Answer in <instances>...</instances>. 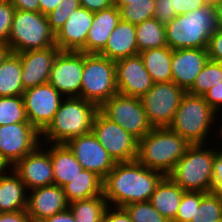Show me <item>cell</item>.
Segmentation results:
<instances>
[{
  "instance_id": "obj_1",
  "label": "cell",
  "mask_w": 222,
  "mask_h": 222,
  "mask_svg": "<svg viewBox=\"0 0 222 222\" xmlns=\"http://www.w3.org/2000/svg\"><path fill=\"white\" fill-rule=\"evenodd\" d=\"M164 175L149 169L137 160L116 162L103 179V196L109 206L124 207L150 201L156 185Z\"/></svg>"
},
{
  "instance_id": "obj_2",
  "label": "cell",
  "mask_w": 222,
  "mask_h": 222,
  "mask_svg": "<svg viewBox=\"0 0 222 222\" xmlns=\"http://www.w3.org/2000/svg\"><path fill=\"white\" fill-rule=\"evenodd\" d=\"M98 107L80 97H67L41 133V143L66 144L72 138L92 132Z\"/></svg>"
},
{
  "instance_id": "obj_3",
  "label": "cell",
  "mask_w": 222,
  "mask_h": 222,
  "mask_svg": "<svg viewBox=\"0 0 222 222\" xmlns=\"http://www.w3.org/2000/svg\"><path fill=\"white\" fill-rule=\"evenodd\" d=\"M218 29L216 8L206 4L177 15L165 25L167 46L172 50L207 48L210 36Z\"/></svg>"
},
{
  "instance_id": "obj_4",
  "label": "cell",
  "mask_w": 222,
  "mask_h": 222,
  "mask_svg": "<svg viewBox=\"0 0 222 222\" xmlns=\"http://www.w3.org/2000/svg\"><path fill=\"white\" fill-rule=\"evenodd\" d=\"M190 144L169 127L152 128L138 140L137 161L168 176Z\"/></svg>"
},
{
  "instance_id": "obj_5",
  "label": "cell",
  "mask_w": 222,
  "mask_h": 222,
  "mask_svg": "<svg viewBox=\"0 0 222 222\" xmlns=\"http://www.w3.org/2000/svg\"><path fill=\"white\" fill-rule=\"evenodd\" d=\"M216 147L212 142L190 144L168 176L184 191L212 192Z\"/></svg>"
},
{
  "instance_id": "obj_6",
  "label": "cell",
  "mask_w": 222,
  "mask_h": 222,
  "mask_svg": "<svg viewBox=\"0 0 222 222\" xmlns=\"http://www.w3.org/2000/svg\"><path fill=\"white\" fill-rule=\"evenodd\" d=\"M215 113L203 96L186 92L169 128L189 144L211 143L214 136L212 134H214Z\"/></svg>"
},
{
  "instance_id": "obj_7",
  "label": "cell",
  "mask_w": 222,
  "mask_h": 222,
  "mask_svg": "<svg viewBox=\"0 0 222 222\" xmlns=\"http://www.w3.org/2000/svg\"><path fill=\"white\" fill-rule=\"evenodd\" d=\"M7 45L12 53L46 49L55 46V33L46 15L16 9Z\"/></svg>"
},
{
  "instance_id": "obj_8",
  "label": "cell",
  "mask_w": 222,
  "mask_h": 222,
  "mask_svg": "<svg viewBox=\"0 0 222 222\" xmlns=\"http://www.w3.org/2000/svg\"><path fill=\"white\" fill-rule=\"evenodd\" d=\"M117 93L115 61L99 53H84L80 98L99 108Z\"/></svg>"
},
{
  "instance_id": "obj_9",
  "label": "cell",
  "mask_w": 222,
  "mask_h": 222,
  "mask_svg": "<svg viewBox=\"0 0 222 222\" xmlns=\"http://www.w3.org/2000/svg\"><path fill=\"white\" fill-rule=\"evenodd\" d=\"M185 93L173 81L154 83L140 97L150 125L153 128L169 127Z\"/></svg>"
},
{
  "instance_id": "obj_10",
  "label": "cell",
  "mask_w": 222,
  "mask_h": 222,
  "mask_svg": "<svg viewBox=\"0 0 222 222\" xmlns=\"http://www.w3.org/2000/svg\"><path fill=\"white\" fill-rule=\"evenodd\" d=\"M98 110L138 140L143 138L153 128L138 97L117 93L104 102Z\"/></svg>"
},
{
  "instance_id": "obj_11",
  "label": "cell",
  "mask_w": 222,
  "mask_h": 222,
  "mask_svg": "<svg viewBox=\"0 0 222 222\" xmlns=\"http://www.w3.org/2000/svg\"><path fill=\"white\" fill-rule=\"evenodd\" d=\"M92 133L115 162H130L137 159L138 139L105 117L99 110L93 119Z\"/></svg>"
},
{
  "instance_id": "obj_12",
  "label": "cell",
  "mask_w": 222,
  "mask_h": 222,
  "mask_svg": "<svg viewBox=\"0 0 222 222\" xmlns=\"http://www.w3.org/2000/svg\"><path fill=\"white\" fill-rule=\"evenodd\" d=\"M22 96L28 121L40 134L51 123L65 98L49 82L24 90Z\"/></svg>"
},
{
  "instance_id": "obj_13",
  "label": "cell",
  "mask_w": 222,
  "mask_h": 222,
  "mask_svg": "<svg viewBox=\"0 0 222 222\" xmlns=\"http://www.w3.org/2000/svg\"><path fill=\"white\" fill-rule=\"evenodd\" d=\"M41 144V134L30 123L0 126V156L12 168Z\"/></svg>"
},
{
  "instance_id": "obj_14",
  "label": "cell",
  "mask_w": 222,
  "mask_h": 222,
  "mask_svg": "<svg viewBox=\"0 0 222 222\" xmlns=\"http://www.w3.org/2000/svg\"><path fill=\"white\" fill-rule=\"evenodd\" d=\"M84 52L60 51L55 58L49 83L67 97H80Z\"/></svg>"
},
{
  "instance_id": "obj_15",
  "label": "cell",
  "mask_w": 222,
  "mask_h": 222,
  "mask_svg": "<svg viewBox=\"0 0 222 222\" xmlns=\"http://www.w3.org/2000/svg\"><path fill=\"white\" fill-rule=\"evenodd\" d=\"M12 170L25 184L27 191L54 184L50 143H41L33 152L20 159Z\"/></svg>"
},
{
  "instance_id": "obj_16",
  "label": "cell",
  "mask_w": 222,
  "mask_h": 222,
  "mask_svg": "<svg viewBox=\"0 0 222 222\" xmlns=\"http://www.w3.org/2000/svg\"><path fill=\"white\" fill-rule=\"evenodd\" d=\"M66 145L83 169L95 172L102 179L114 168L116 162L92 132L72 138Z\"/></svg>"
},
{
  "instance_id": "obj_17",
  "label": "cell",
  "mask_w": 222,
  "mask_h": 222,
  "mask_svg": "<svg viewBox=\"0 0 222 222\" xmlns=\"http://www.w3.org/2000/svg\"><path fill=\"white\" fill-rule=\"evenodd\" d=\"M118 93L140 98L154 84L140 54L115 61Z\"/></svg>"
},
{
  "instance_id": "obj_18",
  "label": "cell",
  "mask_w": 222,
  "mask_h": 222,
  "mask_svg": "<svg viewBox=\"0 0 222 222\" xmlns=\"http://www.w3.org/2000/svg\"><path fill=\"white\" fill-rule=\"evenodd\" d=\"M60 51L55 45L46 49L17 53L21 61V80L24 90L49 81L55 58Z\"/></svg>"
},
{
  "instance_id": "obj_19",
  "label": "cell",
  "mask_w": 222,
  "mask_h": 222,
  "mask_svg": "<svg viewBox=\"0 0 222 222\" xmlns=\"http://www.w3.org/2000/svg\"><path fill=\"white\" fill-rule=\"evenodd\" d=\"M68 207L63 188L56 184L35 188L27 193L26 212L32 222H41Z\"/></svg>"
},
{
  "instance_id": "obj_20",
  "label": "cell",
  "mask_w": 222,
  "mask_h": 222,
  "mask_svg": "<svg viewBox=\"0 0 222 222\" xmlns=\"http://www.w3.org/2000/svg\"><path fill=\"white\" fill-rule=\"evenodd\" d=\"M208 60L206 48L173 50L171 61L172 81L187 92Z\"/></svg>"
},
{
  "instance_id": "obj_21",
  "label": "cell",
  "mask_w": 222,
  "mask_h": 222,
  "mask_svg": "<svg viewBox=\"0 0 222 222\" xmlns=\"http://www.w3.org/2000/svg\"><path fill=\"white\" fill-rule=\"evenodd\" d=\"M93 18L94 12L83 7L73 11L55 34V45L61 51H80L86 44Z\"/></svg>"
},
{
  "instance_id": "obj_22",
  "label": "cell",
  "mask_w": 222,
  "mask_h": 222,
  "mask_svg": "<svg viewBox=\"0 0 222 222\" xmlns=\"http://www.w3.org/2000/svg\"><path fill=\"white\" fill-rule=\"evenodd\" d=\"M120 20V11L115 5L95 12L91 28L87 33L86 44L80 51L100 53Z\"/></svg>"
},
{
  "instance_id": "obj_23",
  "label": "cell",
  "mask_w": 222,
  "mask_h": 222,
  "mask_svg": "<svg viewBox=\"0 0 222 222\" xmlns=\"http://www.w3.org/2000/svg\"><path fill=\"white\" fill-rule=\"evenodd\" d=\"M99 54L112 61L138 55L136 25L120 20Z\"/></svg>"
},
{
  "instance_id": "obj_24",
  "label": "cell",
  "mask_w": 222,
  "mask_h": 222,
  "mask_svg": "<svg viewBox=\"0 0 222 222\" xmlns=\"http://www.w3.org/2000/svg\"><path fill=\"white\" fill-rule=\"evenodd\" d=\"M27 193L25 184L12 168L0 175V212L26 210Z\"/></svg>"
},
{
  "instance_id": "obj_25",
  "label": "cell",
  "mask_w": 222,
  "mask_h": 222,
  "mask_svg": "<svg viewBox=\"0 0 222 222\" xmlns=\"http://www.w3.org/2000/svg\"><path fill=\"white\" fill-rule=\"evenodd\" d=\"M184 190L169 176H164L156 185L150 202L159 213L172 222L178 212Z\"/></svg>"
},
{
  "instance_id": "obj_26",
  "label": "cell",
  "mask_w": 222,
  "mask_h": 222,
  "mask_svg": "<svg viewBox=\"0 0 222 222\" xmlns=\"http://www.w3.org/2000/svg\"><path fill=\"white\" fill-rule=\"evenodd\" d=\"M54 184L63 187L76 178L83 167L66 144L50 143Z\"/></svg>"
},
{
  "instance_id": "obj_27",
  "label": "cell",
  "mask_w": 222,
  "mask_h": 222,
  "mask_svg": "<svg viewBox=\"0 0 222 222\" xmlns=\"http://www.w3.org/2000/svg\"><path fill=\"white\" fill-rule=\"evenodd\" d=\"M68 203L103 195V179L95 172L83 169L80 174L63 187Z\"/></svg>"
},
{
  "instance_id": "obj_28",
  "label": "cell",
  "mask_w": 222,
  "mask_h": 222,
  "mask_svg": "<svg viewBox=\"0 0 222 222\" xmlns=\"http://www.w3.org/2000/svg\"><path fill=\"white\" fill-rule=\"evenodd\" d=\"M172 49L169 46L140 52L144 67L154 83L172 81Z\"/></svg>"
},
{
  "instance_id": "obj_29",
  "label": "cell",
  "mask_w": 222,
  "mask_h": 222,
  "mask_svg": "<svg viewBox=\"0 0 222 222\" xmlns=\"http://www.w3.org/2000/svg\"><path fill=\"white\" fill-rule=\"evenodd\" d=\"M23 93L20 57L11 52L0 65V97L19 96Z\"/></svg>"
},
{
  "instance_id": "obj_30",
  "label": "cell",
  "mask_w": 222,
  "mask_h": 222,
  "mask_svg": "<svg viewBox=\"0 0 222 222\" xmlns=\"http://www.w3.org/2000/svg\"><path fill=\"white\" fill-rule=\"evenodd\" d=\"M136 41L139 53L148 49L166 47L165 25L156 18L137 24Z\"/></svg>"
},
{
  "instance_id": "obj_31",
  "label": "cell",
  "mask_w": 222,
  "mask_h": 222,
  "mask_svg": "<svg viewBox=\"0 0 222 222\" xmlns=\"http://www.w3.org/2000/svg\"><path fill=\"white\" fill-rule=\"evenodd\" d=\"M108 203L103 195L69 203L76 222H101Z\"/></svg>"
},
{
  "instance_id": "obj_32",
  "label": "cell",
  "mask_w": 222,
  "mask_h": 222,
  "mask_svg": "<svg viewBox=\"0 0 222 222\" xmlns=\"http://www.w3.org/2000/svg\"><path fill=\"white\" fill-rule=\"evenodd\" d=\"M13 123H29L22 95L0 97V126Z\"/></svg>"
},
{
  "instance_id": "obj_33",
  "label": "cell",
  "mask_w": 222,
  "mask_h": 222,
  "mask_svg": "<svg viewBox=\"0 0 222 222\" xmlns=\"http://www.w3.org/2000/svg\"><path fill=\"white\" fill-rule=\"evenodd\" d=\"M222 81V63L208 60L197 75L192 87L187 91L193 95L203 96L210 88Z\"/></svg>"
},
{
  "instance_id": "obj_34",
  "label": "cell",
  "mask_w": 222,
  "mask_h": 222,
  "mask_svg": "<svg viewBox=\"0 0 222 222\" xmlns=\"http://www.w3.org/2000/svg\"><path fill=\"white\" fill-rule=\"evenodd\" d=\"M156 0L130 1L119 8L121 20L137 25L154 18Z\"/></svg>"
},
{
  "instance_id": "obj_35",
  "label": "cell",
  "mask_w": 222,
  "mask_h": 222,
  "mask_svg": "<svg viewBox=\"0 0 222 222\" xmlns=\"http://www.w3.org/2000/svg\"><path fill=\"white\" fill-rule=\"evenodd\" d=\"M222 219V208L215 191L202 192V199L191 222H217Z\"/></svg>"
},
{
  "instance_id": "obj_36",
  "label": "cell",
  "mask_w": 222,
  "mask_h": 222,
  "mask_svg": "<svg viewBox=\"0 0 222 222\" xmlns=\"http://www.w3.org/2000/svg\"><path fill=\"white\" fill-rule=\"evenodd\" d=\"M123 208L132 222H170L153 207L150 201L131 203Z\"/></svg>"
},
{
  "instance_id": "obj_37",
  "label": "cell",
  "mask_w": 222,
  "mask_h": 222,
  "mask_svg": "<svg viewBox=\"0 0 222 222\" xmlns=\"http://www.w3.org/2000/svg\"><path fill=\"white\" fill-rule=\"evenodd\" d=\"M80 7V0H61L58 6L46 15L50 29L56 34L70 14Z\"/></svg>"
},
{
  "instance_id": "obj_38",
  "label": "cell",
  "mask_w": 222,
  "mask_h": 222,
  "mask_svg": "<svg viewBox=\"0 0 222 222\" xmlns=\"http://www.w3.org/2000/svg\"><path fill=\"white\" fill-rule=\"evenodd\" d=\"M201 199L202 192L200 191H184L177 215L172 222H191Z\"/></svg>"
},
{
  "instance_id": "obj_39",
  "label": "cell",
  "mask_w": 222,
  "mask_h": 222,
  "mask_svg": "<svg viewBox=\"0 0 222 222\" xmlns=\"http://www.w3.org/2000/svg\"><path fill=\"white\" fill-rule=\"evenodd\" d=\"M15 10L9 0L0 2V42L2 43L8 42Z\"/></svg>"
},
{
  "instance_id": "obj_40",
  "label": "cell",
  "mask_w": 222,
  "mask_h": 222,
  "mask_svg": "<svg viewBox=\"0 0 222 222\" xmlns=\"http://www.w3.org/2000/svg\"><path fill=\"white\" fill-rule=\"evenodd\" d=\"M175 17L176 13L171 0H156L154 18L166 25Z\"/></svg>"
},
{
  "instance_id": "obj_41",
  "label": "cell",
  "mask_w": 222,
  "mask_h": 222,
  "mask_svg": "<svg viewBox=\"0 0 222 222\" xmlns=\"http://www.w3.org/2000/svg\"><path fill=\"white\" fill-rule=\"evenodd\" d=\"M206 49L209 60L222 63V30L212 33Z\"/></svg>"
},
{
  "instance_id": "obj_42",
  "label": "cell",
  "mask_w": 222,
  "mask_h": 222,
  "mask_svg": "<svg viewBox=\"0 0 222 222\" xmlns=\"http://www.w3.org/2000/svg\"><path fill=\"white\" fill-rule=\"evenodd\" d=\"M203 97L215 112L222 110V81L210 88Z\"/></svg>"
},
{
  "instance_id": "obj_43",
  "label": "cell",
  "mask_w": 222,
  "mask_h": 222,
  "mask_svg": "<svg viewBox=\"0 0 222 222\" xmlns=\"http://www.w3.org/2000/svg\"><path fill=\"white\" fill-rule=\"evenodd\" d=\"M101 222H132V220L124 208L108 206Z\"/></svg>"
},
{
  "instance_id": "obj_44",
  "label": "cell",
  "mask_w": 222,
  "mask_h": 222,
  "mask_svg": "<svg viewBox=\"0 0 222 222\" xmlns=\"http://www.w3.org/2000/svg\"><path fill=\"white\" fill-rule=\"evenodd\" d=\"M176 16L183 15L206 5L204 0H171Z\"/></svg>"
},
{
  "instance_id": "obj_45",
  "label": "cell",
  "mask_w": 222,
  "mask_h": 222,
  "mask_svg": "<svg viewBox=\"0 0 222 222\" xmlns=\"http://www.w3.org/2000/svg\"><path fill=\"white\" fill-rule=\"evenodd\" d=\"M213 191L222 190V147L216 148V156L213 167Z\"/></svg>"
},
{
  "instance_id": "obj_46",
  "label": "cell",
  "mask_w": 222,
  "mask_h": 222,
  "mask_svg": "<svg viewBox=\"0 0 222 222\" xmlns=\"http://www.w3.org/2000/svg\"><path fill=\"white\" fill-rule=\"evenodd\" d=\"M81 7L91 11L98 12L114 5L113 0H80Z\"/></svg>"
},
{
  "instance_id": "obj_47",
  "label": "cell",
  "mask_w": 222,
  "mask_h": 222,
  "mask_svg": "<svg viewBox=\"0 0 222 222\" xmlns=\"http://www.w3.org/2000/svg\"><path fill=\"white\" fill-rule=\"evenodd\" d=\"M0 222H32L26 210L0 213Z\"/></svg>"
},
{
  "instance_id": "obj_48",
  "label": "cell",
  "mask_w": 222,
  "mask_h": 222,
  "mask_svg": "<svg viewBox=\"0 0 222 222\" xmlns=\"http://www.w3.org/2000/svg\"><path fill=\"white\" fill-rule=\"evenodd\" d=\"M17 10L39 12V0H9Z\"/></svg>"
},
{
  "instance_id": "obj_49",
  "label": "cell",
  "mask_w": 222,
  "mask_h": 222,
  "mask_svg": "<svg viewBox=\"0 0 222 222\" xmlns=\"http://www.w3.org/2000/svg\"><path fill=\"white\" fill-rule=\"evenodd\" d=\"M41 222H76L71 210L67 208L65 211L56 213Z\"/></svg>"
},
{
  "instance_id": "obj_50",
  "label": "cell",
  "mask_w": 222,
  "mask_h": 222,
  "mask_svg": "<svg viewBox=\"0 0 222 222\" xmlns=\"http://www.w3.org/2000/svg\"><path fill=\"white\" fill-rule=\"evenodd\" d=\"M221 112V113H220ZM221 119V120H220ZM218 121V122H217ZM214 135L215 136H213V137H215V140H213L212 141V143L214 144L215 142H216V140H219V141H217L216 142V146H217V148H221V146H222V110H220V111H217L216 113H215V122H214ZM218 124V125H217ZM220 125V126H219ZM215 126H217V127H215ZM218 139H217V138ZM215 141V142H214ZM221 142V143H220ZM219 144H221V145H219Z\"/></svg>"
},
{
  "instance_id": "obj_51",
  "label": "cell",
  "mask_w": 222,
  "mask_h": 222,
  "mask_svg": "<svg viewBox=\"0 0 222 222\" xmlns=\"http://www.w3.org/2000/svg\"><path fill=\"white\" fill-rule=\"evenodd\" d=\"M60 2L61 0H39V12L47 15L53 11Z\"/></svg>"
},
{
  "instance_id": "obj_52",
  "label": "cell",
  "mask_w": 222,
  "mask_h": 222,
  "mask_svg": "<svg viewBox=\"0 0 222 222\" xmlns=\"http://www.w3.org/2000/svg\"><path fill=\"white\" fill-rule=\"evenodd\" d=\"M11 53L10 47L6 43L0 42V65L7 58V56Z\"/></svg>"
},
{
  "instance_id": "obj_53",
  "label": "cell",
  "mask_w": 222,
  "mask_h": 222,
  "mask_svg": "<svg viewBox=\"0 0 222 222\" xmlns=\"http://www.w3.org/2000/svg\"><path fill=\"white\" fill-rule=\"evenodd\" d=\"M216 17L217 23L220 30H222V1L218 3L216 6Z\"/></svg>"
},
{
  "instance_id": "obj_54",
  "label": "cell",
  "mask_w": 222,
  "mask_h": 222,
  "mask_svg": "<svg viewBox=\"0 0 222 222\" xmlns=\"http://www.w3.org/2000/svg\"><path fill=\"white\" fill-rule=\"evenodd\" d=\"M9 169L10 167L8 166V164L0 156V175L5 174L6 172H8Z\"/></svg>"
},
{
  "instance_id": "obj_55",
  "label": "cell",
  "mask_w": 222,
  "mask_h": 222,
  "mask_svg": "<svg viewBox=\"0 0 222 222\" xmlns=\"http://www.w3.org/2000/svg\"><path fill=\"white\" fill-rule=\"evenodd\" d=\"M130 1H138V0H114V5L119 9L122 6L130 4Z\"/></svg>"
},
{
  "instance_id": "obj_56",
  "label": "cell",
  "mask_w": 222,
  "mask_h": 222,
  "mask_svg": "<svg viewBox=\"0 0 222 222\" xmlns=\"http://www.w3.org/2000/svg\"><path fill=\"white\" fill-rule=\"evenodd\" d=\"M206 4L216 6L222 0H204Z\"/></svg>"
},
{
  "instance_id": "obj_57",
  "label": "cell",
  "mask_w": 222,
  "mask_h": 222,
  "mask_svg": "<svg viewBox=\"0 0 222 222\" xmlns=\"http://www.w3.org/2000/svg\"><path fill=\"white\" fill-rule=\"evenodd\" d=\"M216 193L218 194V197H219L220 203H221V208H222V190H218V191H216Z\"/></svg>"
}]
</instances>
